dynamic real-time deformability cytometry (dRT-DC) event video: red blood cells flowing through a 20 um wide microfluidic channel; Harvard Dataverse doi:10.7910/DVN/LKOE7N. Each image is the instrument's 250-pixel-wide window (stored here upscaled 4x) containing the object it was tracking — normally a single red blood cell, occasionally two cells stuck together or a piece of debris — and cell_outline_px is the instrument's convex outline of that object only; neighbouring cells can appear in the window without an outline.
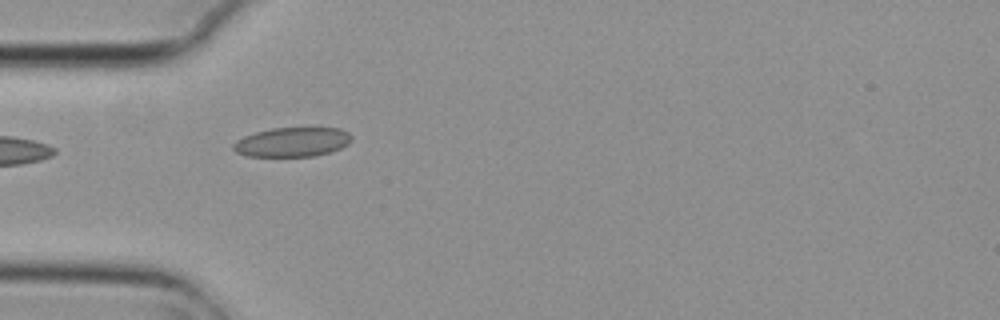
{"species": "common noctule bat (a hibernating species)", "species_latin": "Nyctalus noctula", "temperature_condition": "cold", "stored_images_in_passage": 7, "camera_frame_rate_fps": 3000, "um_per_image_px": 0.085, "animal": {"sex": "female", "body_mass_g": 29.2, "forearm_length_mm": 56.3}, "frame": {"image": 1, "passage_image": 3, "time_ms": 0.667, "image_size_px": [1000, 320], "cell_outline_px": [[352, 140], [348, 144], [340, 148], [328, 152], [312, 156], [248, 156], [236, 152], [232, 148], [232, 144], [236, 140], [244, 136], [256, 132], [272, 128], [340, 128], [348, 132], [352, 136]], "centroid_in_image_um": [24.83, 12.07], "position_along_channel_um": 60.2, "area_um2": 20.17}}
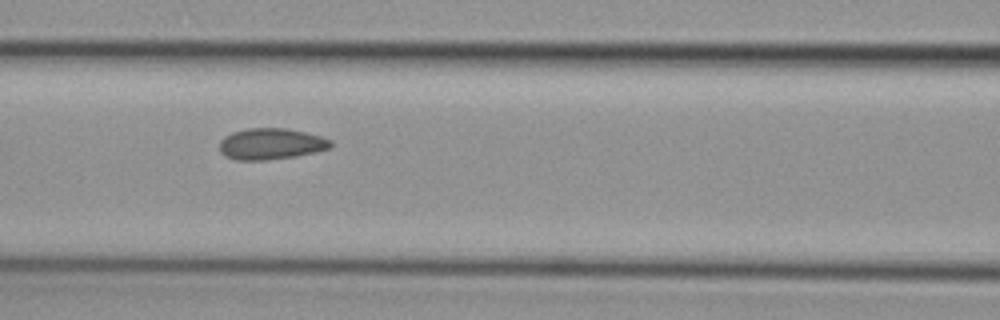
{"frame": {"image": 2, "passage_image": 5, "time_ms": 1.333, "image_size_px": [1000, 320], "cell_outline_px": [[332, 148], [316, 152], [296, 156], [264, 160], [236, 160], [224, 156], [220, 152], [220, 140], [224, 136], [232, 132], [248, 128], [288, 128], [320, 136], [332, 140]], "centroid_in_image_um": [23.03, 12.23], "position_along_channel_um": 143.6, "area_um2": 20.4}}
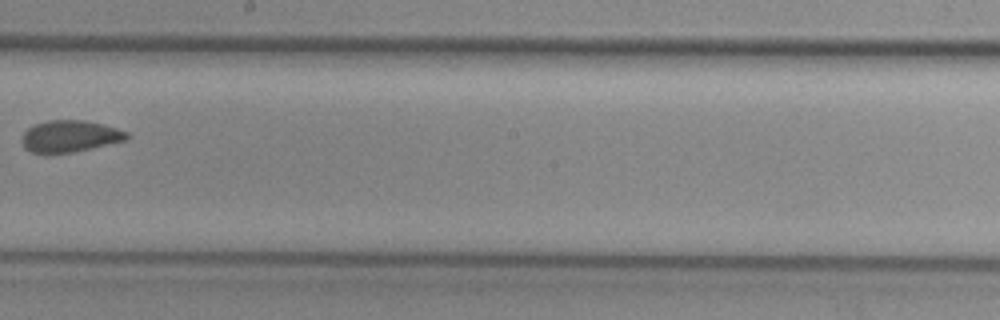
{"frame": {"image": 3, "passage_image": 7, "time_ms": 2.0, "image_size_px": [1000, 320], "cell_outline_px": [[132, 136], [128, 140], [72, 152], [48, 156], [44, 156], [32, 152], [24, 148], [20, 140], [24, 132], [28, 128], [36, 124], [48, 120], [84, 120], [116, 128], [128, 132]], "centroid_in_image_um": [5.91, 11.62], "position_along_channel_um": 242.3, "area_um2": 19.88}}